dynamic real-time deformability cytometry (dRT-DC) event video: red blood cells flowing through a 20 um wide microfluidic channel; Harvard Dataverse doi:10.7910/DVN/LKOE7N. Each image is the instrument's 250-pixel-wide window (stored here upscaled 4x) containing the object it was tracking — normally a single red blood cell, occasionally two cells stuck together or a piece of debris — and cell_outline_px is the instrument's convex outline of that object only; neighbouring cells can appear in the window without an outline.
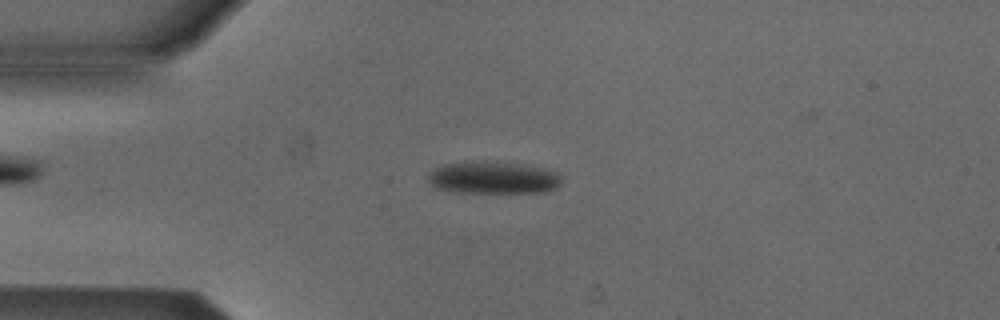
{"species": "Egyptian fruit bat (a non-hibernating species)", "species_latin": "Rousettus aegyptiacus", "temperature_condition": "cold", "stored_images_in_passage": 51, "camera_frame_rate_fps": 3000, "um_per_image_px": 0.085, "animal": {"sex": "male"}, "frame": {"image": 1, "passage_image": 13, "time_ms": 4.0, "image_size_px": [1000, 320], "cell_outline_px": [[560, 184], [556, 188], [544, 192], [460, 192], [436, 188], [428, 180], [428, 176], [436, 168], [444, 164], [508, 164], [536, 168], [556, 172], [560, 176]], "centroid_in_image_um": [41.93, 15.17], "position_along_channel_um": 43.1, "area_um2": 23.41}}
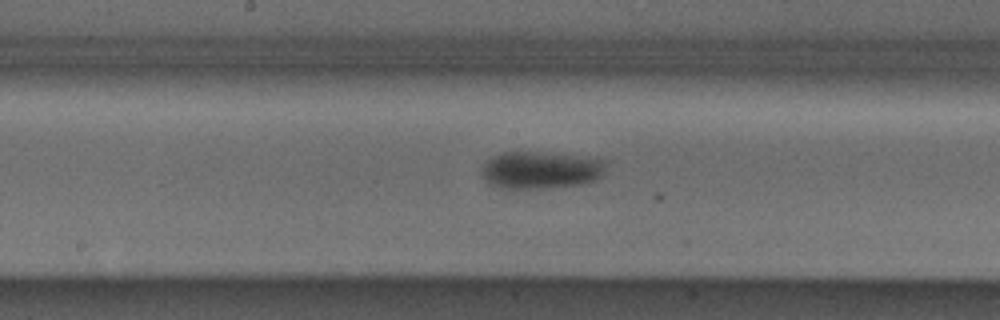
{"frame": {"image": 2, "passage_image": 27, "time_ms": 8.667, "image_size_px": [1000, 320], "cell_outline_px": [[612, 160], [600, 176], [596, 180], [580, 184], [540, 188], [500, 188], [488, 184], [484, 176], [484, 164], [488, 160], [504, 152], [532, 152]], "centroid_in_image_um": [46.02, 14.46], "position_along_channel_um": 202.2, "area_um2": 26.53}}
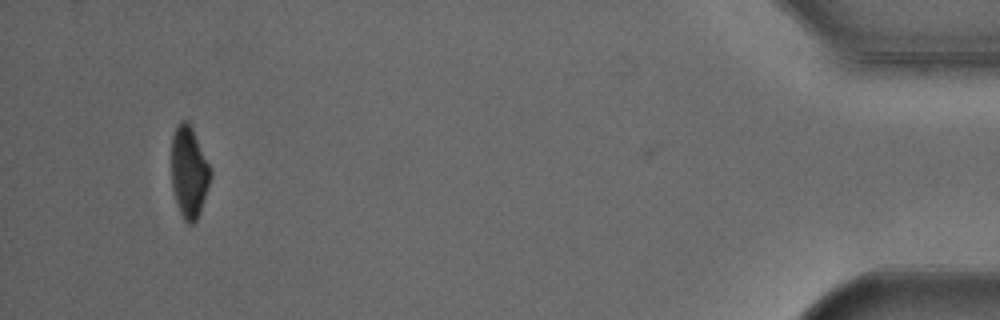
{"frame": {"image": 3, "passage_image": 50, "time_ms": 16.333, "image_size_px": [1000, 320], "cell_outline_px": [[212, 176], [200, 212], [196, 220], [192, 224], [188, 224], [184, 220], [176, 204], [172, 188], [172, 136], [176, 124], [180, 120], [188, 120], [192, 128], [212, 172]], "centroid_in_image_um": [16.06, 14.62], "position_along_channel_um": 419.1, "area_um2": 20.81}, "authors_computed_cell_mechanics": {"area_um2": 24.5072, "velocity_mm_per_s": 3.8699, "shape_relaxation_time_tau1_ms": 5.744, "shape_relaxation_time_tau2_ms": null, "deformation_change_tau1": 0.1374, "deformation_change_tau2": null}}